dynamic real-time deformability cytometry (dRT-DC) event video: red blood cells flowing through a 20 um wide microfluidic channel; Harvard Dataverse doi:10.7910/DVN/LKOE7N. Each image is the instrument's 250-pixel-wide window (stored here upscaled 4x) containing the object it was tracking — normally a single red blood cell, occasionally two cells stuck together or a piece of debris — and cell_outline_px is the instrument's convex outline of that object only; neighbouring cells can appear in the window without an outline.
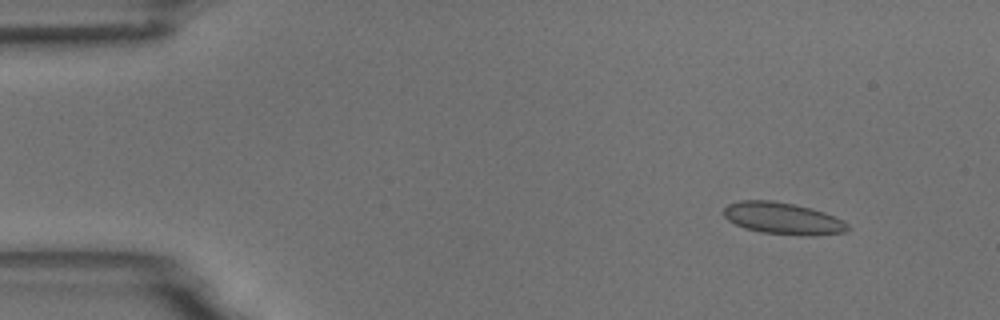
{"species": "common noctule bat (a hibernating species)", "species_latin": "Nyctalus noctula", "temperature_condition": "room temperature", "stored_images_in_passage": 6, "camera_frame_rate_fps": 3000, "um_per_image_px": 0.085, "animal": {"sex": "male", "body_mass_g": 18.8}, "frame": {"image": 1, "passage_image": 2, "time_ms": 1.333, "image_size_px": [1000, 320], "cell_outline_px": [[852, 228], [844, 232], [812, 236], [760, 232], [744, 228], [728, 220], [724, 216], [724, 208], [728, 204], [740, 200], [772, 200], [792, 204], [824, 212], [844, 220]], "centroid_in_image_um": [66.55, 18.57], "position_along_channel_um": 18.4, "area_um2": 22.95}}
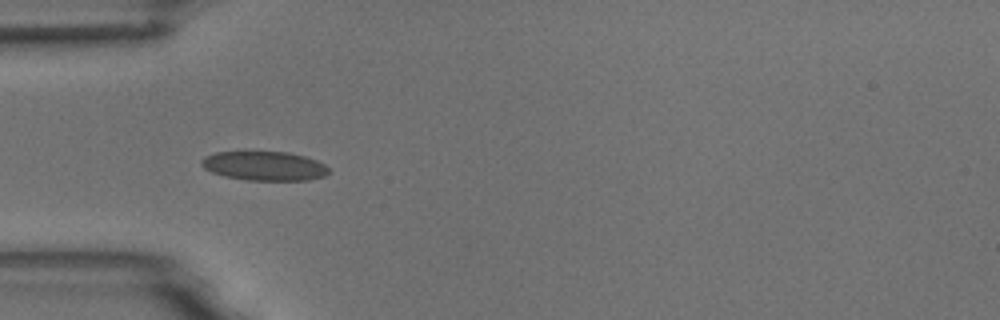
{"frame": {"image": 2, "passage_image": 5, "time_ms": 5.0, "image_size_px": [1000, 320], "cell_outline_px": [[328, 172], [324, 176], [308, 180], [248, 180], [224, 176], [212, 172], [204, 168], [200, 164], [200, 160], [204, 156], [216, 152], [288, 152], [304, 156], [316, 160], [324, 164], [328, 168]], "centroid_in_image_um": [22.44, 14.1], "position_along_channel_um": 62.6, "area_um2": 21.56}}